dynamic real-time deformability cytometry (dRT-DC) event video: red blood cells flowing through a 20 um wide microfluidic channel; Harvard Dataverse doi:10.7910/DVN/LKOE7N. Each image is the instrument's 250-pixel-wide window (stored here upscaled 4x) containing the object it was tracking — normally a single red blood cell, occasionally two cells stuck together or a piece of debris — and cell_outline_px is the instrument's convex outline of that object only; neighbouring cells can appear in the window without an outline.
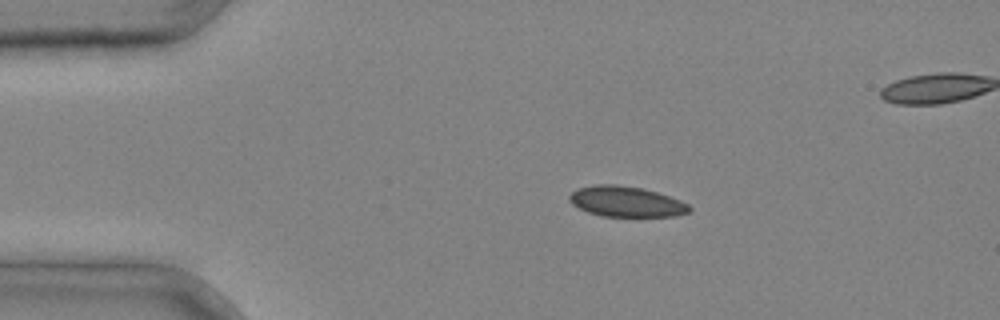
{"species": "common noctule bat (a hibernating species)", "species_latin": "Nyctalus noctula", "temperature_condition": "cold", "stored_images_in_passage": 4, "camera_frame_rate_fps": 3000, "um_per_image_px": 0.085, "animal": {"sex": "male", "body_mass_g": 20.4}, "frame": {"image": 1, "passage_image": 2, "time_ms": 0.333, "image_size_px": [1000, 320], "cell_outline_px": [[692, 208], [688, 212], [676, 216], [600, 216], [588, 212], [572, 204], [568, 200], [568, 196], [576, 188], [596, 184], [616, 184], [644, 188], [680, 200], [688, 204]], "centroid_in_image_um": [53.19, 17.12], "position_along_channel_um": 31.8, "area_um2": 21.39}}